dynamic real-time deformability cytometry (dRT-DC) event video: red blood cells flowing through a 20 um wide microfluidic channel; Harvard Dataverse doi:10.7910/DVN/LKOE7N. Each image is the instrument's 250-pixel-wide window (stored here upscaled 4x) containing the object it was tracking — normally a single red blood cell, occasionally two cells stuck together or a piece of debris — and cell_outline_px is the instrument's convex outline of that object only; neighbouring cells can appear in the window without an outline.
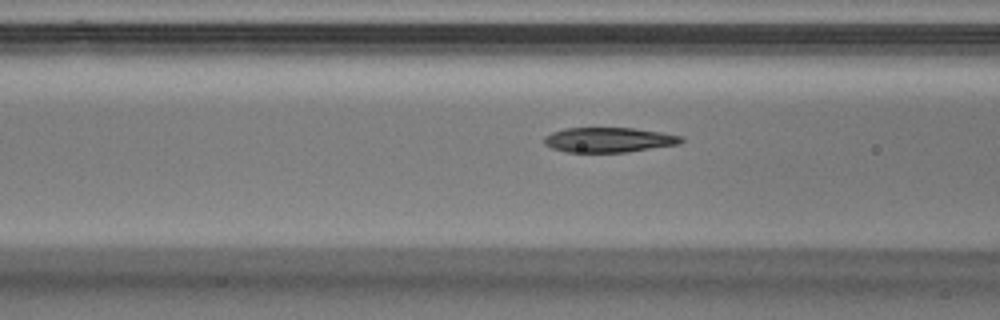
{"species": "Egyptian fruit bat (a non-hibernating species)", "species_latin": "Rousettus aegyptiacus", "temperature_condition": "warm", "stored_images_in_passage": 30, "camera_frame_rate_fps": 3000, "um_per_image_px": 0.085, "animal": {"sex": "male"}, "frame": {"image": 1, "passage_image": 7, "time_ms": 2.0, "image_size_px": [1000, 320], "cell_outline_px": [[684, 140], [680, 144], [624, 152], [568, 152], [552, 148], [544, 144], [544, 136], [552, 132], [564, 128], [632, 128], [660, 132], [684, 136]], "centroid_in_image_um": [51.75, 11.88], "position_along_channel_um": 114.9, "area_um2": 19.83}}
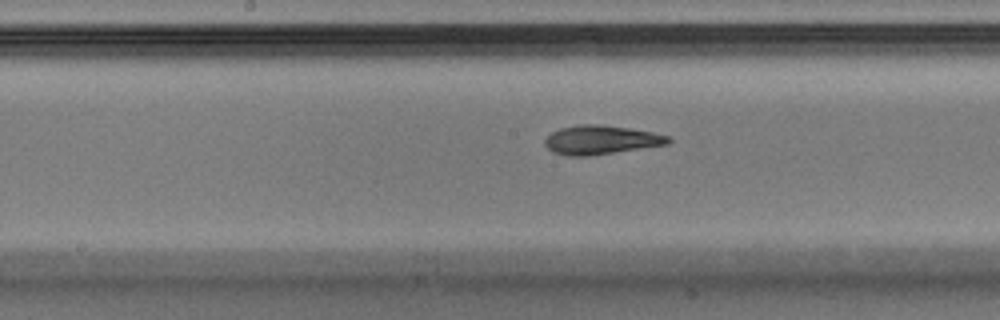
{"frame": {"image": 2, "passage_image": 13, "time_ms": 4.0, "image_size_px": [1000, 320], "cell_outline_px": [[672, 140], [668, 144], [588, 156], [568, 156], [552, 152], [544, 144], [544, 140], [552, 132], [560, 128], [580, 124], [600, 124], [628, 128], [652, 132], [668, 136]], "centroid_in_image_um": [51.05, 11.89], "position_along_channel_um": 197.2, "area_um2": 20.69}}
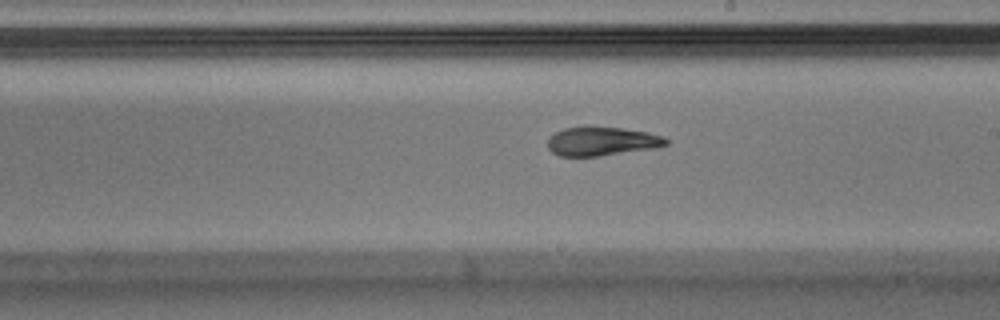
{"frame": {"image": 3, "passage_image": 16, "time_ms": 5.0, "image_size_px": [1000, 320], "cell_outline_px": [[668, 144], [656, 148], [596, 156], [560, 156], [552, 152], [548, 148], [548, 136], [564, 128], [584, 124], [588, 124], [624, 128], [648, 132], [664, 136], [668, 140]], "centroid_in_image_um": [51.14, 11.97], "position_along_channel_um": 237.9, "area_um2": 20.52}}